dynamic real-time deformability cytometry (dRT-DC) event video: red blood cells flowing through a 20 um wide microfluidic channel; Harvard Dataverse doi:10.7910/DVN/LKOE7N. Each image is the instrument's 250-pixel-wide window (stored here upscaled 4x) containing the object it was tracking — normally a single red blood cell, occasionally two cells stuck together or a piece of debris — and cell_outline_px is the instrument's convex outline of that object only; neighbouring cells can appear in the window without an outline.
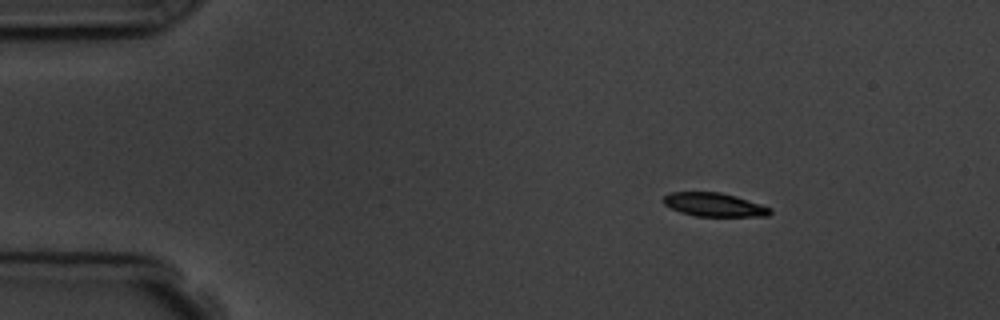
{"species": "common noctule bat (a hibernating species)", "species_latin": "Nyctalus noctula", "temperature_condition": "room temperature", "stored_images_in_passage": 4, "camera_frame_rate_fps": 3000, "um_per_image_px": 0.085, "animal": {"sex": "male", "body_mass_g": 19.5, "forearm_length_mm": 54.6}, "frame": {"image": 1, "passage_image": 1, "time_ms": 0.0, "image_size_px": [1000, 320], "cell_outline_px": [[772, 212], [768, 216], [696, 216], [680, 212], [664, 204], [660, 200], [668, 192], [720, 192], [736, 196], [772, 208]], "centroid_in_image_um": [60.68, 17.39], "position_along_channel_um": 24.3, "area_um2": 14.74}}
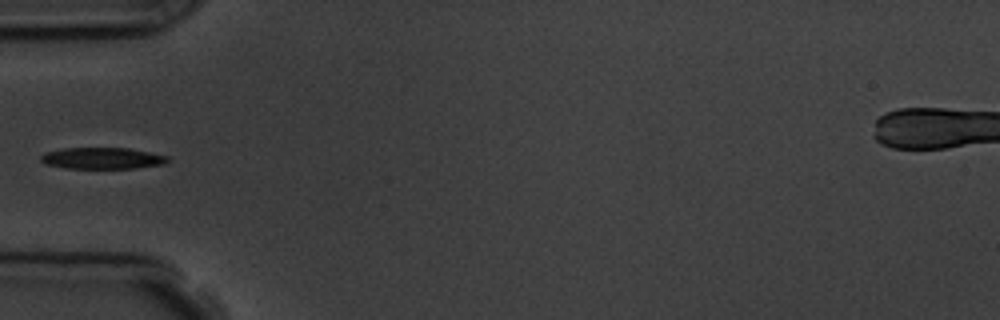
{"frame": {"image": 2, "passage_image": 4, "time_ms": 3.333, "image_size_px": [1000, 320], "cell_outline_px": [[172, 160], [164, 164], [136, 168], [68, 168], [44, 164], [40, 160], [40, 156], [44, 152], [64, 148], [128, 148], [168, 156]], "centroid_in_image_um": [8.69, 13.45], "position_along_channel_um": 76.3, "area_um2": 15.9}}